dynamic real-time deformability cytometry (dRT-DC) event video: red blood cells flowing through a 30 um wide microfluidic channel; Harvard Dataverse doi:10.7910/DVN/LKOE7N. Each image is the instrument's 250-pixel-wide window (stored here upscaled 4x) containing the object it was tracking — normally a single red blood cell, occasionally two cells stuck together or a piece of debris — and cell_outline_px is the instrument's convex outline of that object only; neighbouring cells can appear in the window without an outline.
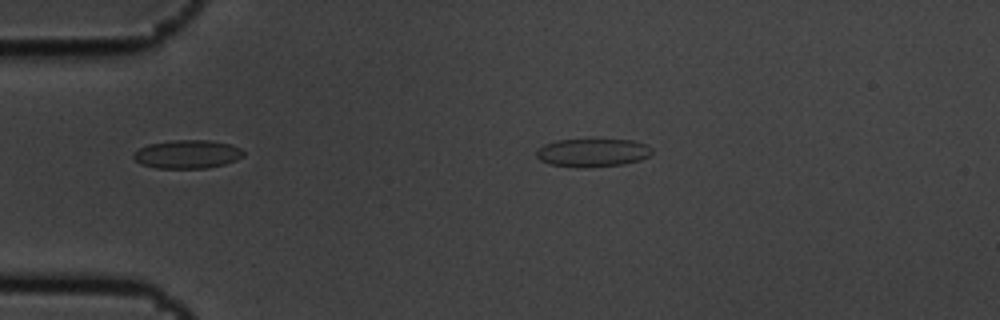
{"species": "common noctule bat (a hibernating species)", "species_latin": "Nyctalus noctula", "temperature_condition": "cold", "stored_images_in_passage": 6, "camera_frame_rate_fps": 3000, "um_per_image_px": 0.085, "animal": {"sex": "male", "body_mass_g": 19.5, "forearm_length_mm": 54.6}, "frame": {"image": 1, "passage_image": 3, "time_ms": 0.667, "image_size_px": [1000, 320], "cell_outline_px": [[652, 152], [648, 156], [640, 160], [624, 164], [588, 168], [576, 168], [548, 164], [540, 160], [536, 156], [536, 152], [544, 144], [556, 140], [632, 140], [648, 144], [652, 148]], "centroid_in_image_um": [50.37, 12.99], "position_along_channel_um": 34.6, "area_um2": 19.19}}
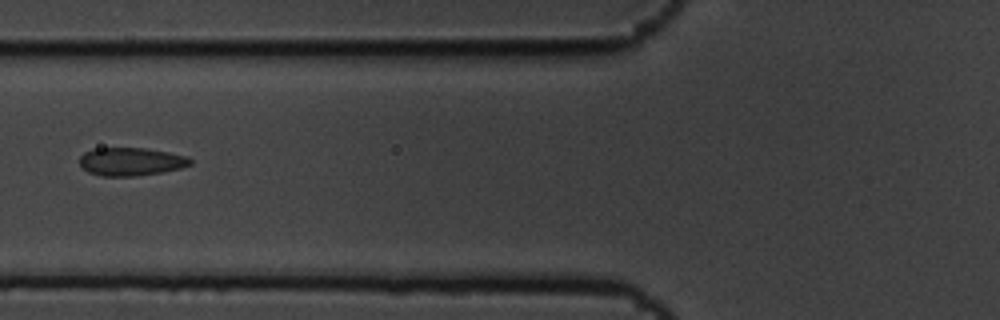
{"frame": {"image": 2, "passage_image": 6, "time_ms": 1.667, "image_size_px": [1000, 320], "cell_outline_px": [[192, 164], [180, 168], [160, 172], [136, 176], [100, 176], [88, 172], [80, 164], [80, 156], [84, 152], [92, 148], [148, 148], [188, 156], [192, 160]], "centroid_in_image_um": [11.13, 13.73], "position_along_channel_um": 114.7, "area_um2": 18.21}}